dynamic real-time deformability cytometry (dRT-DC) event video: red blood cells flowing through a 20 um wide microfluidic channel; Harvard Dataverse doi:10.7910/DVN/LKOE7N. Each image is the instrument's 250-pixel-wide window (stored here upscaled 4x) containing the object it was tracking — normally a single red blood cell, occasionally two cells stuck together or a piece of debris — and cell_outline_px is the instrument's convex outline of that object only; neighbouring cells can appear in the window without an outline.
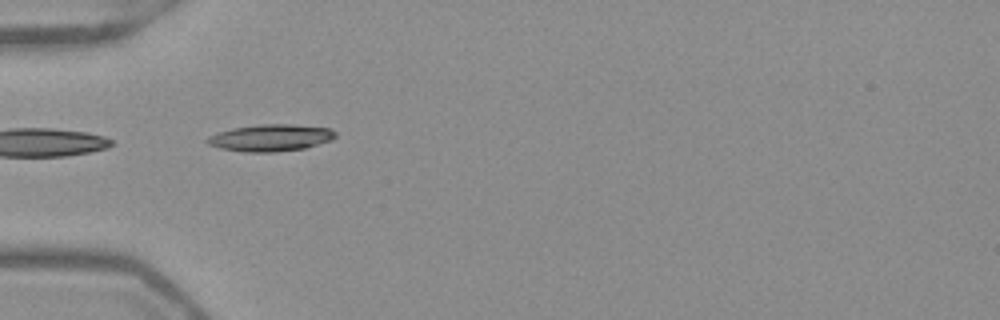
{"species": "Egyptian fruit bat (a non-hibernating species)", "species_latin": "Rousettus aegyptiacus", "temperature_condition": "warm", "stored_images_in_passage": 36, "camera_frame_rate_fps": 3000, "um_per_image_px": 0.085, "frame": {"image": 1, "passage_image": 1, "time_ms": 0.0, "image_size_px": [1000, 320], "cell_outline_px": [[336, 136], [332, 140], [304, 148], [276, 152], [244, 152], [220, 148], [208, 144], [204, 140], [208, 136], [232, 128], [264, 124], [288, 124], [328, 128], [336, 132]], "centroid_in_image_um": [22.99, 11.72], "position_along_channel_um": 62.0, "area_um2": 19.94}}
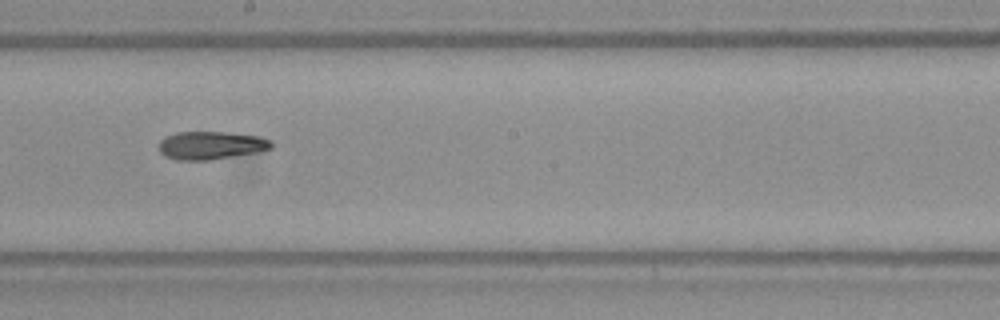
{"frame": {"image": 2, "passage_image": 14, "time_ms": 4.333, "image_size_px": [1000, 320], "cell_outline_px": [[272, 148], [256, 152], [208, 160], [176, 160], [164, 156], [160, 152], [160, 140], [164, 136], [176, 132], [228, 132], [260, 136], [272, 140]], "centroid_in_image_um": [17.92, 12.34], "position_along_channel_um": 230.3, "area_um2": 18.44}}
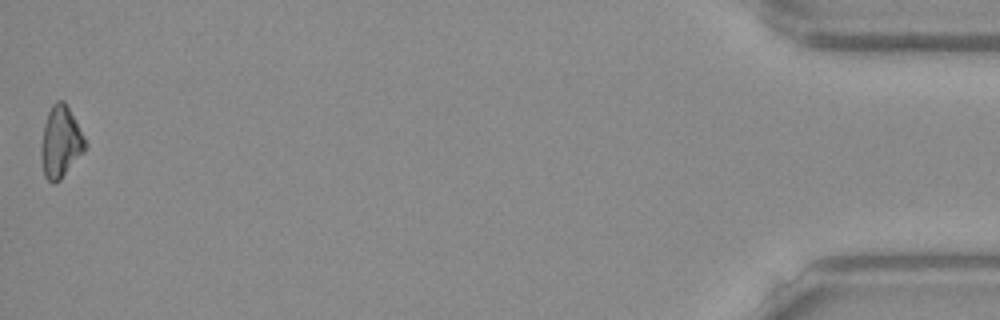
{"frame": {"image": 3, "passage_image": 36, "time_ms": 11.667, "image_size_px": [1000, 320], "cell_outline_px": [[88, 144], [84, 152], [60, 180], [52, 184], [44, 176], [40, 156], [40, 148], [44, 124], [48, 112], [52, 104], [56, 100], [64, 100], [84, 136]], "centroid_in_image_um": [5.14, 12.08], "position_along_channel_um": 430.1, "area_um2": 18.5}}